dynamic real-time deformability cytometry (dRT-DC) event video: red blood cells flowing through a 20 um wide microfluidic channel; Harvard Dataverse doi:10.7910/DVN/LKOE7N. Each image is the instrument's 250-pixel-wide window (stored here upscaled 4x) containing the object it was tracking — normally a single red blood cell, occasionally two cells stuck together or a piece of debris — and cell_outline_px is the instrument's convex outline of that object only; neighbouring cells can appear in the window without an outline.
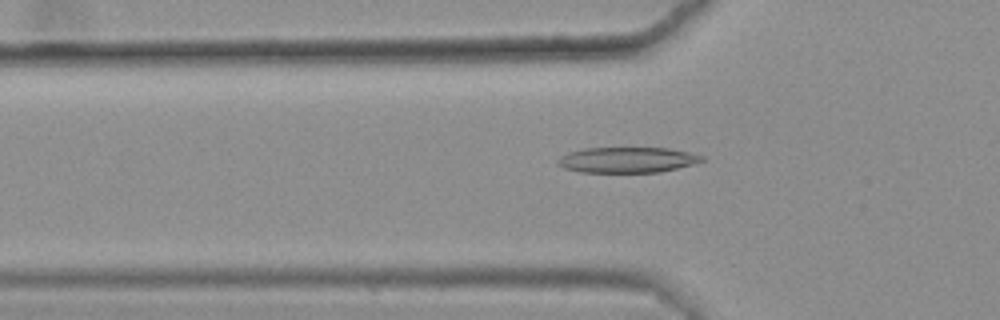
{"species": "common noctule bat (a hibernating species)", "species_latin": "Nyctalus noctula", "temperature_condition": "warm", "stored_images_in_passage": 33, "camera_frame_rate_fps": 3000, "um_per_image_px": 0.085, "animal": {"sex": "female", "body_mass_g": 25.1}, "frame": {"image": 1, "passage_image": 8, "time_ms": 2.333, "image_size_px": [1000, 320], "cell_outline_px": [[704, 160], [692, 164], [660, 172], [580, 172], [564, 168], [556, 164], [556, 160], [560, 156], [568, 152], [584, 148], [668, 148], [688, 152], [704, 156]], "centroid_in_image_um": [53.26, 13.59], "position_along_channel_um": 72.5, "area_um2": 21.44}}
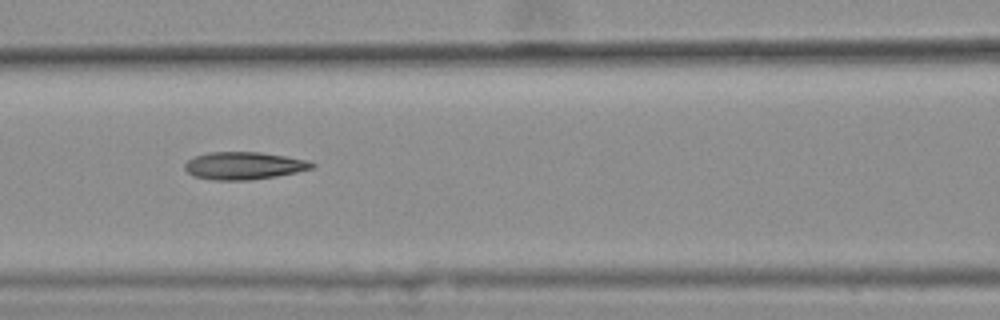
{"frame": {"image": 2, "passage_image": 14, "time_ms": 4.333, "image_size_px": [1000, 320], "cell_outline_px": [[316, 164], [312, 168], [296, 172], [276, 176], [252, 180], [212, 180], [192, 176], [184, 168], [184, 164], [188, 160], [196, 156], [208, 152], [260, 152], [308, 160]], "centroid_in_image_um": [20.71, 14.09], "position_along_channel_um": 145.9, "area_um2": 20.4}}
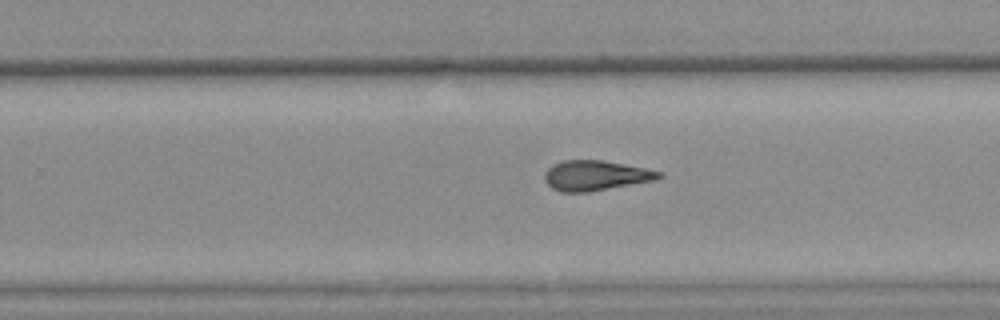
{"frame": {"image": 3, "passage_image": 25, "time_ms": 8.0, "image_size_px": [1000, 320], "cell_outline_px": [[664, 176], [656, 180], [588, 192], [560, 192], [552, 188], [544, 180], [544, 172], [552, 164], [560, 160], [600, 160], [644, 168], [664, 172]], "centroid_in_image_um": [50.61, 14.92], "position_along_channel_um": 279.2, "area_um2": 20.11}, "authors_computed_cell_mechanics": {"area_um2": 20.1722, "velocity_mm_per_s": 3.6465, "shape_relaxation_time_tau1_ms": null, "shape_relaxation_time_tau2_ms": 4.0187, "deformation_change_tau1": null, "deformation_change_tau2": 0.1529}}